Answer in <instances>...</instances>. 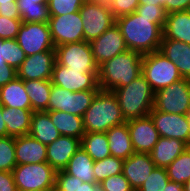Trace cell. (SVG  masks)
Instances as JSON below:
<instances>
[{
	"label": "cell",
	"instance_id": "6da1fadb",
	"mask_svg": "<svg viewBox=\"0 0 190 191\" xmlns=\"http://www.w3.org/2000/svg\"><path fill=\"white\" fill-rule=\"evenodd\" d=\"M116 25L124 37L127 49L142 55L160 49L163 28L153 18L141 17L136 11L116 18Z\"/></svg>",
	"mask_w": 190,
	"mask_h": 191
},
{
	"label": "cell",
	"instance_id": "7a4b0ae2",
	"mask_svg": "<svg viewBox=\"0 0 190 191\" xmlns=\"http://www.w3.org/2000/svg\"><path fill=\"white\" fill-rule=\"evenodd\" d=\"M142 57L140 52L128 49L102 63L98 71L100 90L113 91L129 85L142 74Z\"/></svg>",
	"mask_w": 190,
	"mask_h": 191
},
{
	"label": "cell",
	"instance_id": "3957f363",
	"mask_svg": "<svg viewBox=\"0 0 190 191\" xmlns=\"http://www.w3.org/2000/svg\"><path fill=\"white\" fill-rule=\"evenodd\" d=\"M85 133L107 132L126 122L113 91L99 90L83 115Z\"/></svg>",
	"mask_w": 190,
	"mask_h": 191
},
{
	"label": "cell",
	"instance_id": "277c9868",
	"mask_svg": "<svg viewBox=\"0 0 190 191\" xmlns=\"http://www.w3.org/2000/svg\"><path fill=\"white\" fill-rule=\"evenodd\" d=\"M126 121L149 115L154 106L155 92L141 74L129 85L113 90Z\"/></svg>",
	"mask_w": 190,
	"mask_h": 191
},
{
	"label": "cell",
	"instance_id": "5b68a950",
	"mask_svg": "<svg viewBox=\"0 0 190 191\" xmlns=\"http://www.w3.org/2000/svg\"><path fill=\"white\" fill-rule=\"evenodd\" d=\"M142 75L154 92L183 78L174 63L159 50L143 54Z\"/></svg>",
	"mask_w": 190,
	"mask_h": 191
},
{
	"label": "cell",
	"instance_id": "8992f818",
	"mask_svg": "<svg viewBox=\"0 0 190 191\" xmlns=\"http://www.w3.org/2000/svg\"><path fill=\"white\" fill-rule=\"evenodd\" d=\"M12 173L18 191H42L55 187L57 171L47 162L16 165Z\"/></svg>",
	"mask_w": 190,
	"mask_h": 191
},
{
	"label": "cell",
	"instance_id": "52a82bcc",
	"mask_svg": "<svg viewBox=\"0 0 190 191\" xmlns=\"http://www.w3.org/2000/svg\"><path fill=\"white\" fill-rule=\"evenodd\" d=\"M153 108L160 112L188 115L190 112V79L182 78L155 92Z\"/></svg>",
	"mask_w": 190,
	"mask_h": 191
},
{
	"label": "cell",
	"instance_id": "ba28073f",
	"mask_svg": "<svg viewBox=\"0 0 190 191\" xmlns=\"http://www.w3.org/2000/svg\"><path fill=\"white\" fill-rule=\"evenodd\" d=\"M79 12L83 22V34L86 42L95 40L116 24V18L106 3L85 0Z\"/></svg>",
	"mask_w": 190,
	"mask_h": 191
},
{
	"label": "cell",
	"instance_id": "9c48e42d",
	"mask_svg": "<svg viewBox=\"0 0 190 191\" xmlns=\"http://www.w3.org/2000/svg\"><path fill=\"white\" fill-rule=\"evenodd\" d=\"M56 62L69 69L83 70L86 73H98L99 66L94 60L90 42L62 44L55 47Z\"/></svg>",
	"mask_w": 190,
	"mask_h": 191
},
{
	"label": "cell",
	"instance_id": "30bf717a",
	"mask_svg": "<svg viewBox=\"0 0 190 191\" xmlns=\"http://www.w3.org/2000/svg\"><path fill=\"white\" fill-rule=\"evenodd\" d=\"M16 41L26 56L55 51L48 23L22 22Z\"/></svg>",
	"mask_w": 190,
	"mask_h": 191
},
{
	"label": "cell",
	"instance_id": "8fae6325",
	"mask_svg": "<svg viewBox=\"0 0 190 191\" xmlns=\"http://www.w3.org/2000/svg\"><path fill=\"white\" fill-rule=\"evenodd\" d=\"M51 83L72 92L100 90L98 73H86L83 70L69 69L57 62L54 64Z\"/></svg>",
	"mask_w": 190,
	"mask_h": 191
},
{
	"label": "cell",
	"instance_id": "7c38bea8",
	"mask_svg": "<svg viewBox=\"0 0 190 191\" xmlns=\"http://www.w3.org/2000/svg\"><path fill=\"white\" fill-rule=\"evenodd\" d=\"M48 25L55 47L84 41V27L79 11L61 16H50Z\"/></svg>",
	"mask_w": 190,
	"mask_h": 191
},
{
	"label": "cell",
	"instance_id": "4fadbf2b",
	"mask_svg": "<svg viewBox=\"0 0 190 191\" xmlns=\"http://www.w3.org/2000/svg\"><path fill=\"white\" fill-rule=\"evenodd\" d=\"M149 116L159 136L179 139L190 146V121L188 115L170 114L153 108Z\"/></svg>",
	"mask_w": 190,
	"mask_h": 191
},
{
	"label": "cell",
	"instance_id": "5bb4252c",
	"mask_svg": "<svg viewBox=\"0 0 190 191\" xmlns=\"http://www.w3.org/2000/svg\"><path fill=\"white\" fill-rule=\"evenodd\" d=\"M56 51H43L31 56H26L21 66L17 69V77L25 80H51Z\"/></svg>",
	"mask_w": 190,
	"mask_h": 191
},
{
	"label": "cell",
	"instance_id": "9a60e30c",
	"mask_svg": "<svg viewBox=\"0 0 190 191\" xmlns=\"http://www.w3.org/2000/svg\"><path fill=\"white\" fill-rule=\"evenodd\" d=\"M92 54L98 66L127 49L119 27L114 24L101 36L90 42Z\"/></svg>",
	"mask_w": 190,
	"mask_h": 191
},
{
	"label": "cell",
	"instance_id": "2e32d148",
	"mask_svg": "<svg viewBox=\"0 0 190 191\" xmlns=\"http://www.w3.org/2000/svg\"><path fill=\"white\" fill-rule=\"evenodd\" d=\"M126 122L134 152L149 154L160 137L151 117L148 115Z\"/></svg>",
	"mask_w": 190,
	"mask_h": 191
},
{
	"label": "cell",
	"instance_id": "e0dca14e",
	"mask_svg": "<svg viewBox=\"0 0 190 191\" xmlns=\"http://www.w3.org/2000/svg\"><path fill=\"white\" fill-rule=\"evenodd\" d=\"M155 167L150 154L134 152L124 160L122 173L132 189L138 190Z\"/></svg>",
	"mask_w": 190,
	"mask_h": 191
},
{
	"label": "cell",
	"instance_id": "ac0fdd59",
	"mask_svg": "<svg viewBox=\"0 0 190 191\" xmlns=\"http://www.w3.org/2000/svg\"><path fill=\"white\" fill-rule=\"evenodd\" d=\"M79 148L80 139L61 135L46 145L47 163L56 171L63 170Z\"/></svg>",
	"mask_w": 190,
	"mask_h": 191
},
{
	"label": "cell",
	"instance_id": "d6986e66",
	"mask_svg": "<svg viewBox=\"0 0 190 191\" xmlns=\"http://www.w3.org/2000/svg\"><path fill=\"white\" fill-rule=\"evenodd\" d=\"M16 164H34L47 162L46 145L30 134L15 137Z\"/></svg>",
	"mask_w": 190,
	"mask_h": 191
},
{
	"label": "cell",
	"instance_id": "ffe728a7",
	"mask_svg": "<svg viewBox=\"0 0 190 191\" xmlns=\"http://www.w3.org/2000/svg\"><path fill=\"white\" fill-rule=\"evenodd\" d=\"M159 51L178 68L183 78L190 79V45L173 39H162Z\"/></svg>",
	"mask_w": 190,
	"mask_h": 191
},
{
	"label": "cell",
	"instance_id": "44dd1931",
	"mask_svg": "<svg viewBox=\"0 0 190 191\" xmlns=\"http://www.w3.org/2000/svg\"><path fill=\"white\" fill-rule=\"evenodd\" d=\"M188 147L182 140L160 136L149 154L156 167L166 168Z\"/></svg>",
	"mask_w": 190,
	"mask_h": 191
},
{
	"label": "cell",
	"instance_id": "7402d4cb",
	"mask_svg": "<svg viewBox=\"0 0 190 191\" xmlns=\"http://www.w3.org/2000/svg\"><path fill=\"white\" fill-rule=\"evenodd\" d=\"M163 39H173L190 45V11L167 14Z\"/></svg>",
	"mask_w": 190,
	"mask_h": 191
},
{
	"label": "cell",
	"instance_id": "603a6c76",
	"mask_svg": "<svg viewBox=\"0 0 190 191\" xmlns=\"http://www.w3.org/2000/svg\"><path fill=\"white\" fill-rule=\"evenodd\" d=\"M106 135L111 156L126 160L134 153L127 122L113 126Z\"/></svg>",
	"mask_w": 190,
	"mask_h": 191
},
{
	"label": "cell",
	"instance_id": "cb8c5ba5",
	"mask_svg": "<svg viewBox=\"0 0 190 191\" xmlns=\"http://www.w3.org/2000/svg\"><path fill=\"white\" fill-rule=\"evenodd\" d=\"M32 113V109L3 106L2 118L6 124L7 136L19 137L29 134Z\"/></svg>",
	"mask_w": 190,
	"mask_h": 191
},
{
	"label": "cell",
	"instance_id": "d4e9b609",
	"mask_svg": "<svg viewBox=\"0 0 190 191\" xmlns=\"http://www.w3.org/2000/svg\"><path fill=\"white\" fill-rule=\"evenodd\" d=\"M0 103L9 108L31 109L29 96L22 79L16 77L0 88Z\"/></svg>",
	"mask_w": 190,
	"mask_h": 191
},
{
	"label": "cell",
	"instance_id": "484cf974",
	"mask_svg": "<svg viewBox=\"0 0 190 191\" xmlns=\"http://www.w3.org/2000/svg\"><path fill=\"white\" fill-rule=\"evenodd\" d=\"M29 134L45 145L52 143L61 136L46 111H33Z\"/></svg>",
	"mask_w": 190,
	"mask_h": 191
},
{
	"label": "cell",
	"instance_id": "4316f807",
	"mask_svg": "<svg viewBox=\"0 0 190 191\" xmlns=\"http://www.w3.org/2000/svg\"><path fill=\"white\" fill-rule=\"evenodd\" d=\"M46 112L62 136H71L81 140L85 134L82 117L64 111Z\"/></svg>",
	"mask_w": 190,
	"mask_h": 191
},
{
	"label": "cell",
	"instance_id": "83f0119b",
	"mask_svg": "<svg viewBox=\"0 0 190 191\" xmlns=\"http://www.w3.org/2000/svg\"><path fill=\"white\" fill-rule=\"evenodd\" d=\"M93 166L94 160L80 146L63 170L83 182L95 183Z\"/></svg>",
	"mask_w": 190,
	"mask_h": 191
},
{
	"label": "cell",
	"instance_id": "f1b7e54d",
	"mask_svg": "<svg viewBox=\"0 0 190 191\" xmlns=\"http://www.w3.org/2000/svg\"><path fill=\"white\" fill-rule=\"evenodd\" d=\"M23 82L32 111H46L52 88L51 80H25Z\"/></svg>",
	"mask_w": 190,
	"mask_h": 191
},
{
	"label": "cell",
	"instance_id": "f546056e",
	"mask_svg": "<svg viewBox=\"0 0 190 191\" xmlns=\"http://www.w3.org/2000/svg\"><path fill=\"white\" fill-rule=\"evenodd\" d=\"M22 22L48 23V0H16Z\"/></svg>",
	"mask_w": 190,
	"mask_h": 191
},
{
	"label": "cell",
	"instance_id": "4dcf8cb0",
	"mask_svg": "<svg viewBox=\"0 0 190 191\" xmlns=\"http://www.w3.org/2000/svg\"><path fill=\"white\" fill-rule=\"evenodd\" d=\"M80 146L94 161L111 156L106 132H88L81 140Z\"/></svg>",
	"mask_w": 190,
	"mask_h": 191
},
{
	"label": "cell",
	"instance_id": "1f68e13d",
	"mask_svg": "<svg viewBox=\"0 0 190 191\" xmlns=\"http://www.w3.org/2000/svg\"><path fill=\"white\" fill-rule=\"evenodd\" d=\"M170 181L184 185L190 179V146L166 167Z\"/></svg>",
	"mask_w": 190,
	"mask_h": 191
},
{
	"label": "cell",
	"instance_id": "d6a6232c",
	"mask_svg": "<svg viewBox=\"0 0 190 191\" xmlns=\"http://www.w3.org/2000/svg\"><path fill=\"white\" fill-rule=\"evenodd\" d=\"M99 90H83L72 92L68 90V102L66 113H71L83 117L90 107L94 97Z\"/></svg>",
	"mask_w": 190,
	"mask_h": 191
},
{
	"label": "cell",
	"instance_id": "836d02e7",
	"mask_svg": "<svg viewBox=\"0 0 190 191\" xmlns=\"http://www.w3.org/2000/svg\"><path fill=\"white\" fill-rule=\"evenodd\" d=\"M123 162V159L114 156L94 161L93 171L95 183H100L112 175L122 173Z\"/></svg>",
	"mask_w": 190,
	"mask_h": 191
},
{
	"label": "cell",
	"instance_id": "e575fe53",
	"mask_svg": "<svg viewBox=\"0 0 190 191\" xmlns=\"http://www.w3.org/2000/svg\"><path fill=\"white\" fill-rule=\"evenodd\" d=\"M16 165L15 137H0V171L12 172Z\"/></svg>",
	"mask_w": 190,
	"mask_h": 191
},
{
	"label": "cell",
	"instance_id": "d590c367",
	"mask_svg": "<svg viewBox=\"0 0 190 191\" xmlns=\"http://www.w3.org/2000/svg\"><path fill=\"white\" fill-rule=\"evenodd\" d=\"M2 46L4 60L17 70L26 58L24 51L16 39H2Z\"/></svg>",
	"mask_w": 190,
	"mask_h": 191
},
{
	"label": "cell",
	"instance_id": "8d00e7d4",
	"mask_svg": "<svg viewBox=\"0 0 190 191\" xmlns=\"http://www.w3.org/2000/svg\"><path fill=\"white\" fill-rule=\"evenodd\" d=\"M168 182L166 168L155 167L138 191H163Z\"/></svg>",
	"mask_w": 190,
	"mask_h": 191
},
{
	"label": "cell",
	"instance_id": "74e56055",
	"mask_svg": "<svg viewBox=\"0 0 190 191\" xmlns=\"http://www.w3.org/2000/svg\"><path fill=\"white\" fill-rule=\"evenodd\" d=\"M85 0H48L50 16H61L78 12Z\"/></svg>",
	"mask_w": 190,
	"mask_h": 191
},
{
	"label": "cell",
	"instance_id": "f35d334b",
	"mask_svg": "<svg viewBox=\"0 0 190 191\" xmlns=\"http://www.w3.org/2000/svg\"><path fill=\"white\" fill-rule=\"evenodd\" d=\"M68 90L52 84L51 93L46 111H64L67 110Z\"/></svg>",
	"mask_w": 190,
	"mask_h": 191
},
{
	"label": "cell",
	"instance_id": "ab89813d",
	"mask_svg": "<svg viewBox=\"0 0 190 191\" xmlns=\"http://www.w3.org/2000/svg\"><path fill=\"white\" fill-rule=\"evenodd\" d=\"M136 12L141 17L153 18V23L160 25L164 28L167 13L164 7L155 5H139Z\"/></svg>",
	"mask_w": 190,
	"mask_h": 191
},
{
	"label": "cell",
	"instance_id": "60d3db41",
	"mask_svg": "<svg viewBox=\"0 0 190 191\" xmlns=\"http://www.w3.org/2000/svg\"><path fill=\"white\" fill-rule=\"evenodd\" d=\"M108 5L115 18H118L135 12L139 0H109Z\"/></svg>",
	"mask_w": 190,
	"mask_h": 191
},
{
	"label": "cell",
	"instance_id": "b9f144b4",
	"mask_svg": "<svg viewBox=\"0 0 190 191\" xmlns=\"http://www.w3.org/2000/svg\"><path fill=\"white\" fill-rule=\"evenodd\" d=\"M104 191H131L133 190L129 181L123 173L112 175L99 183Z\"/></svg>",
	"mask_w": 190,
	"mask_h": 191
},
{
	"label": "cell",
	"instance_id": "7bdbcfd3",
	"mask_svg": "<svg viewBox=\"0 0 190 191\" xmlns=\"http://www.w3.org/2000/svg\"><path fill=\"white\" fill-rule=\"evenodd\" d=\"M21 19H10L0 15V39H16Z\"/></svg>",
	"mask_w": 190,
	"mask_h": 191
},
{
	"label": "cell",
	"instance_id": "ee69618b",
	"mask_svg": "<svg viewBox=\"0 0 190 191\" xmlns=\"http://www.w3.org/2000/svg\"><path fill=\"white\" fill-rule=\"evenodd\" d=\"M55 188L57 191H77L78 177L67 174L64 170L56 173Z\"/></svg>",
	"mask_w": 190,
	"mask_h": 191
},
{
	"label": "cell",
	"instance_id": "f6af8a7d",
	"mask_svg": "<svg viewBox=\"0 0 190 191\" xmlns=\"http://www.w3.org/2000/svg\"><path fill=\"white\" fill-rule=\"evenodd\" d=\"M0 15L10 19H21L16 0H0Z\"/></svg>",
	"mask_w": 190,
	"mask_h": 191
},
{
	"label": "cell",
	"instance_id": "bcb514c9",
	"mask_svg": "<svg viewBox=\"0 0 190 191\" xmlns=\"http://www.w3.org/2000/svg\"><path fill=\"white\" fill-rule=\"evenodd\" d=\"M17 77V70L8 65L5 60H0V88Z\"/></svg>",
	"mask_w": 190,
	"mask_h": 191
},
{
	"label": "cell",
	"instance_id": "7dc6e473",
	"mask_svg": "<svg viewBox=\"0 0 190 191\" xmlns=\"http://www.w3.org/2000/svg\"><path fill=\"white\" fill-rule=\"evenodd\" d=\"M166 13L190 10V0H165Z\"/></svg>",
	"mask_w": 190,
	"mask_h": 191
},
{
	"label": "cell",
	"instance_id": "c3c4849f",
	"mask_svg": "<svg viewBox=\"0 0 190 191\" xmlns=\"http://www.w3.org/2000/svg\"><path fill=\"white\" fill-rule=\"evenodd\" d=\"M0 191H18L12 172L0 171Z\"/></svg>",
	"mask_w": 190,
	"mask_h": 191
},
{
	"label": "cell",
	"instance_id": "681fc988",
	"mask_svg": "<svg viewBox=\"0 0 190 191\" xmlns=\"http://www.w3.org/2000/svg\"><path fill=\"white\" fill-rule=\"evenodd\" d=\"M77 191H104L99 183L83 182L78 178Z\"/></svg>",
	"mask_w": 190,
	"mask_h": 191
},
{
	"label": "cell",
	"instance_id": "f907efd6",
	"mask_svg": "<svg viewBox=\"0 0 190 191\" xmlns=\"http://www.w3.org/2000/svg\"><path fill=\"white\" fill-rule=\"evenodd\" d=\"M163 191H184V186L169 180Z\"/></svg>",
	"mask_w": 190,
	"mask_h": 191
},
{
	"label": "cell",
	"instance_id": "816d5d0a",
	"mask_svg": "<svg viewBox=\"0 0 190 191\" xmlns=\"http://www.w3.org/2000/svg\"><path fill=\"white\" fill-rule=\"evenodd\" d=\"M2 112H3V105L0 103V137H6L7 128H6L5 121L2 118Z\"/></svg>",
	"mask_w": 190,
	"mask_h": 191
},
{
	"label": "cell",
	"instance_id": "f5cc1de1",
	"mask_svg": "<svg viewBox=\"0 0 190 191\" xmlns=\"http://www.w3.org/2000/svg\"><path fill=\"white\" fill-rule=\"evenodd\" d=\"M139 5H155L165 8V0H139Z\"/></svg>",
	"mask_w": 190,
	"mask_h": 191
},
{
	"label": "cell",
	"instance_id": "db71d44e",
	"mask_svg": "<svg viewBox=\"0 0 190 191\" xmlns=\"http://www.w3.org/2000/svg\"><path fill=\"white\" fill-rule=\"evenodd\" d=\"M184 191H190V179L184 183Z\"/></svg>",
	"mask_w": 190,
	"mask_h": 191
},
{
	"label": "cell",
	"instance_id": "11a10c76",
	"mask_svg": "<svg viewBox=\"0 0 190 191\" xmlns=\"http://www.w3.org/2000/svg\"><path fill=\"white\" fill-rule=\"evenodd\" d=\"M0 60H4V58H3V46H2V39H0Z\"/></svg>",
	"mask_w": 190,
	"mask_h": 191
},
{
	"label": "cell",
	"instance_id": "9f6ffc18",
	"mask_svg": "<svg viewBox=\"0 0 190 191\" xmlns=\"http://www.w3.org/2000/svg\"><path fill=\"white\" fill-rule=\"evenodd\" d=\"M86 1H94V2H100V3H109V0H86Z\"/></svg>",
	"mask_w": 190,
	"mask_h": 191
},
{
	"label": "cell",
	"instance_id": "6f0895ef",
	"mask_svg": "<svg viewBox=\"0 0 190 191\" xmlns=\"http://www.w3.org/2000/svg\"><path fill=\"white\" fill-rule=\"evenodd\" d=\"M42 191H57V189L55 187H52L50 189H47V190H42Z\"/></svg>",
	"mask_w": 190,
	"mask_h": 191
}]
</instances>
